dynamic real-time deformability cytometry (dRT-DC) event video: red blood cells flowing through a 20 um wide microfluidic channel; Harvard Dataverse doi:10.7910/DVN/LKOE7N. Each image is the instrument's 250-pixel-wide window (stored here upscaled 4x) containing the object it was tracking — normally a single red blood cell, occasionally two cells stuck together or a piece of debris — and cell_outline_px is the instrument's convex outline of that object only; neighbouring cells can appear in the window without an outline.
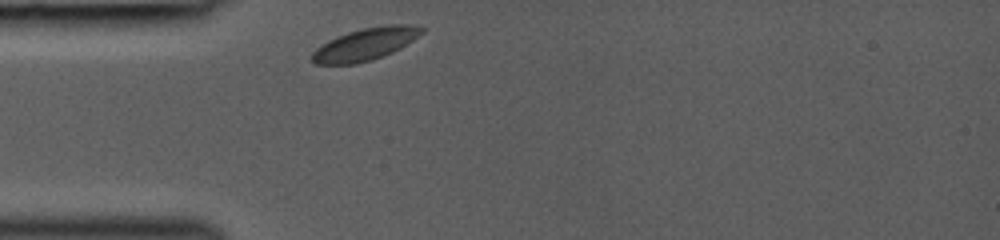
{"species": "common noctule bat (a hibernating species)", "species_latin": "Nyctalus noctula", "temperature_condition": "room temperature", "stored_images_in_passage": 27, "camera_frame_rate_fps": 3000, "um_per_image_px": 0.085, "animal": {"sex": "female", "body_mass_g": 19.0, "forearm_length_mm": 53.3}, "frame": {"image": 1, "passage_image": 1, "time_ms": 0.0, "image_size_px": [1000, 240], "cell_outline_px": [[424, 32], [400, 48], [384, 56], [372, 60], [356, 64], [316, 64], [312, 60], [312, 52], [316, 48], [328, 40], [336, 36], [348, 32], [364, 28], [388, 24], [404, 24], [424, 28]], "centroid_in_image_um": [31.04, 3.76], "position_along_channel_um": 54.0, "area_um2": 20.52}}
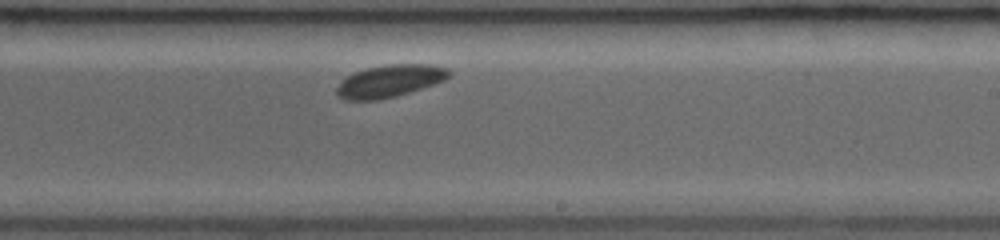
{"frame": {"image": 2, "passage_image": 16, "time_ms": 5.0, "image_size_px": [1000, 240], "cell_outline_px": [[452, 72], [444, 80], [396, 96], [376, 100], [344, 100], [336, 92], [336, 88], [348, 76], [356, 72], [368, 68], [388, 64], [428, 64], [448, 68]], "centroid_in_image_um": [33.14, 6.88], "position_along_channel_um": 255.9, "area_um2": 20.69}}
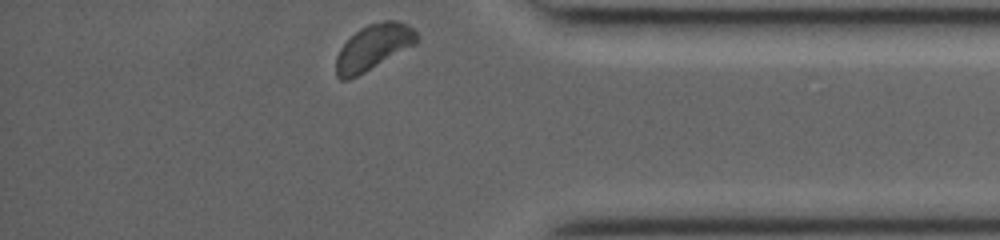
{"frame": {"image": 3, "passage_image": 27, "time_ms": 8.667, "image_size_px": [1000, 240], "cell_outline_px": [[420, 40], [416, 44], [364, 72], [348, 80], [340, 80], [336, 76], [336, 56], [340, 48], [360, 28], [368, 24], [384, 20], [396, 20], [408, 24], [420, 36]], "centroid_in_image_um": [31.76, 4.0], "position_along_channel_um": 403.4, "area_um2": 21.39}}